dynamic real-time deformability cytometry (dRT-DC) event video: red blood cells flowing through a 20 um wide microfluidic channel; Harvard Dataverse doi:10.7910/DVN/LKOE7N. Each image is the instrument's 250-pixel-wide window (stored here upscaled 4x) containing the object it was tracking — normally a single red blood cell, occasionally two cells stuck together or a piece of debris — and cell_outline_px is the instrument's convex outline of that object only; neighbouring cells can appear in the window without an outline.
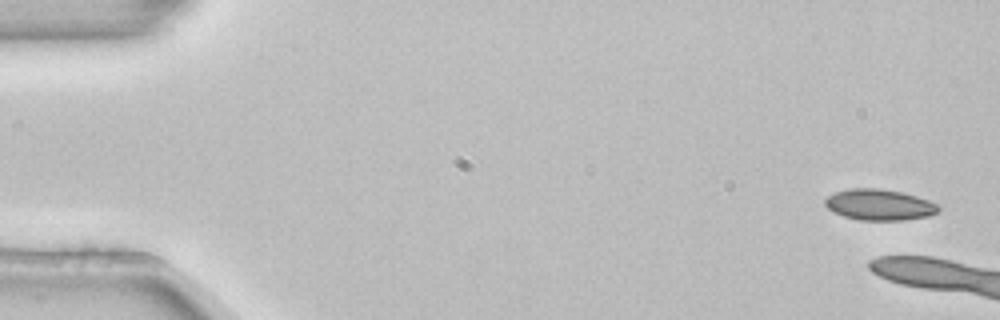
{"species": "common noctule bat (a hibernating species)", "species_latin": "Nyctalus noctula", "temperature_condition": "room temperature", "stored_images_in_passage": 4, "camera_frame_rate_fps": 3000, "um_per_image_px": 0.085, "animal": {"sex": "female", "body_mass_g": 22.7, "forearm_length_mm": 54.2}, "frame": {"image": 1, "passage_image": 1, "time_ms": 0.0, "image_size_px": [1000, 320], "cell_outline_px": [[940, 208], [936, 212], [928, 216], [904, 220], [860, 220], [844, 216], [832, 212], [824, 204], [824, 200], [828, 196], [836, 192], [848, 188], [876, 188], [904, 192], [928, 200], [936, 204]], "centroid_in_image_um": [74.71, 17.4], "position_along_channel_um": 10.3, "area_um2": 20.46}}